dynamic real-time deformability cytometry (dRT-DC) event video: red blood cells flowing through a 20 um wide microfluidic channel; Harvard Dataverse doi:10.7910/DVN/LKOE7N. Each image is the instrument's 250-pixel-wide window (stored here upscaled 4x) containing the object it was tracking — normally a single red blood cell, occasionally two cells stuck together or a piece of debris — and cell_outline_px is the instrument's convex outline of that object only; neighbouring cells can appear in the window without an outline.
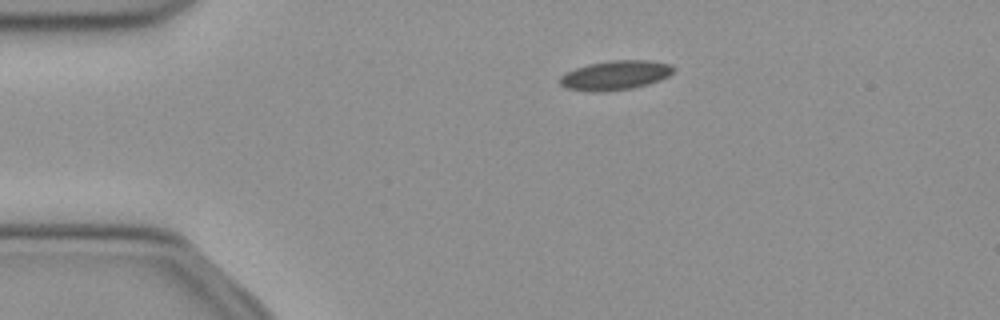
{"species": "common noctule bat (a hibernating species)", "species_latin": "Nyctalus noctula", "temperature_condition": "cold", "stored_images_in_passage": 43, "camera_frame_rate_fps": 3000, "um_per_image_px": 0.085, "animal": {"sex": "female", "body_mass_g": 21.9}, "frame": {"image": 1, "passage_image": 1, "time_ms": 0.0, "image_size_px": [1000, 320], "cell_outline_px": [[676, 68], [668, 76], [660, 80], [648, 84], [632, 88], [600, 92], [564, 88], [560, 84], [560, 76], [576, 68], [588, 64], [608, 60], [652, 60], [672, 64]], "centroid_in_image_um": [52.34, 6.38], "position_along_channel_um": 32.7, "area_um2": 19.48}}
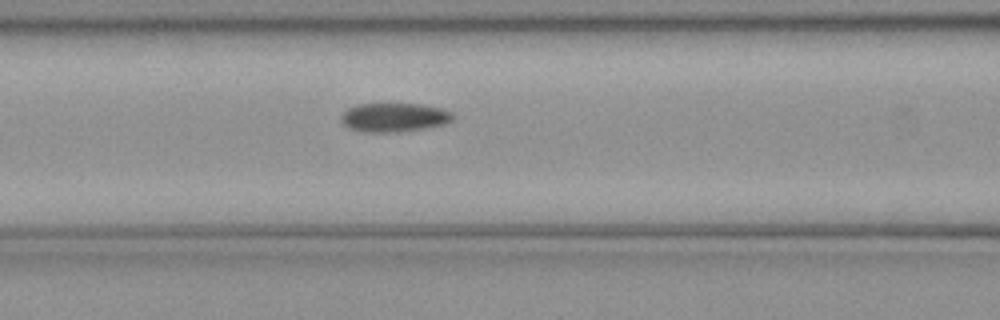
{"frame": {"image": 2, "passage_image": 12, "time_ms": 3.667, "image_size_px": [1000, 320], "cell_outline_px": [[452, 120], [444, 124], [428, 128], [400, 132], [360, 132], [348, 128], [340, 120], [344, 112], [348, 108], [356, 104], [420, 104], [440, 108], [452, 112]], "centroid_in_image_um": [33.48, 9.99], "position_along_channel_um": 133.1, "area_um2": 18.9}}
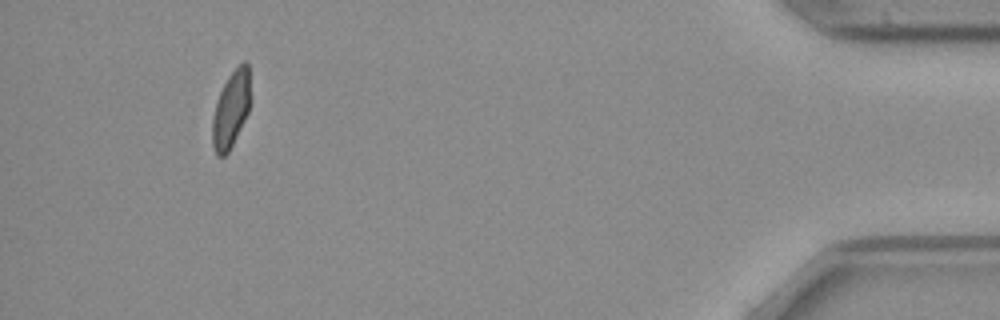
{"frame": {"image": 3, "passage_image": 39, "time_ms": 12.667, "image_size_px": [1000, 320], "cell_outline_px": [[248, 112], [228, 152], [224, 156], [216, 156], [212, 144], [212, 120], [216, 100], [228, 76], [244, 60], [248, 60]], "centroid_in_image_um": [19.59, 9.32], "position_along_channel_um": 415.6, "area_um2": 16.47}, "authors_computed_cell_mechanics": {"area_um2": 18.5538, "velocity_mm_per_s": 3.9376, "shape_relaxation_time_tau1_ms": null, "shape_relaxation_time_tau2_ms": 2.6688, "deformation_change_tau1": null, "deformation_change_tau2": 0.0603}}